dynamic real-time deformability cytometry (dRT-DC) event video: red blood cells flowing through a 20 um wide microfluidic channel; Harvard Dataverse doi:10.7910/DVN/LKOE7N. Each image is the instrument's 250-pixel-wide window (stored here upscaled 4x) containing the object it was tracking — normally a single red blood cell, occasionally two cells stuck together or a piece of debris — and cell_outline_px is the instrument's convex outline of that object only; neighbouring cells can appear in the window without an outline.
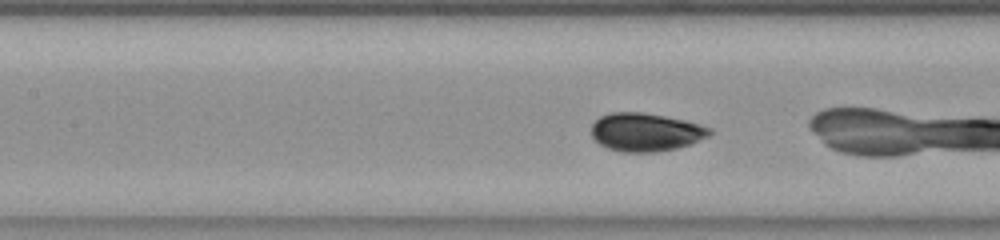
{"species": "common noctule bat (a hibernating species)", "species_latin": "Nyctalus noctula", "temperature_condition": "room temperature", "stored_images_in_passage": 32, "camera_frame_rate_fps": 3000, "um_per_image_px": 0.085, "animal": {"sex": "female", "body_mass_g": 23.0, "forearm_length_mm": 53.4}, "frame": {"image": 1, "passage_image": 17, "time_ms": 5.333, "image_size_px": [1000, 240], "cell_outline_px": [[712, 132], [708, 136], [688, 144], [676, 148], [656, 152], [620, 152], [608, 148], [600, 144], [592, 136], [592, 124], [600, 116], [612, 112], [640, 112], [664, 116], [684, 120], [712, 128]], "centroid_in_image_um": [54.86, 11.23], "position_along_channel_um": 152.5, "area_um2": 26.13}}
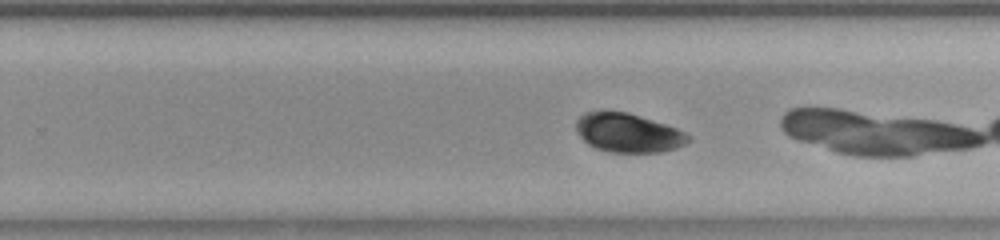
{"frame": {"image": 2, "passage_image": 27, "time_ms": 8.667, "image_size_px": [1000, 240], "cell_outline_px": [[692, 140], [676, 148], [660, 152], [608, 152], [596, 148], [588, 144], [576, 132], [576, 120], [584, 112], [628, 112], [676, 128], [692, 136]], "centroid_in_image_um": [53.4, 11.3], "position_along_channel_um": 276.4, "area_um2": 25.32}}